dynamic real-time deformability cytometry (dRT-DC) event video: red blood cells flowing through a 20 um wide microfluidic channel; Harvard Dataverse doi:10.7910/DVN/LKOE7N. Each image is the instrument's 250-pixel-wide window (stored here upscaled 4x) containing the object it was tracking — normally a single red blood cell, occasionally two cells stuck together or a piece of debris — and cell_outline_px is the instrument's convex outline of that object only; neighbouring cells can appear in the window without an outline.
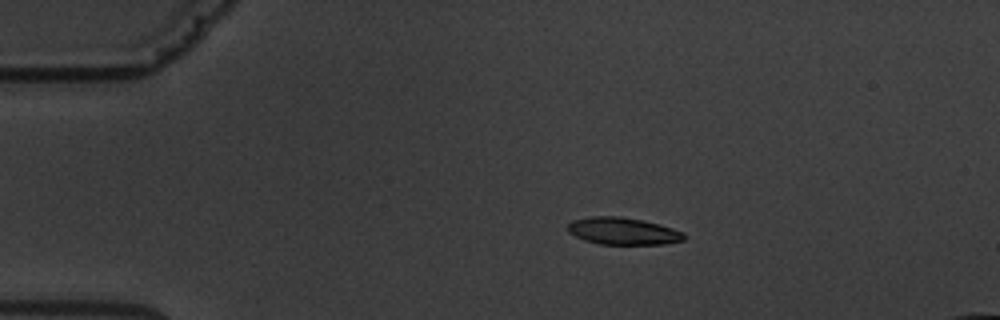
{"species": "common noctule bat (a hibernating species)", "species_latin": "Nyctalus noctula", "temperature_condition": "warm", "stored_images_in_passage": 8, "camera_frame_rate_fps": 3000, "um_per_image_px": 0.085, "animal": {"sex": "male", "body_mass_g": 19.5, "forearm_length_mm": 54.6}, "frame": {"image": 1, "passage_image": 4, "time_ms": 3.333, "image_size_px": [1000, 320], "cell_outline_px": [[688, 236], [684, 240], [664, 244], [600, 244], [584, 240], [568, 232], [568, 224], [572, 220], [588, 216], [620, 216], [660, 224], [684, 232]], "centroid_in_image_um": [52.96, 19.64], "position_along_channel_um": 32.0, "area_um2": 18.5}}
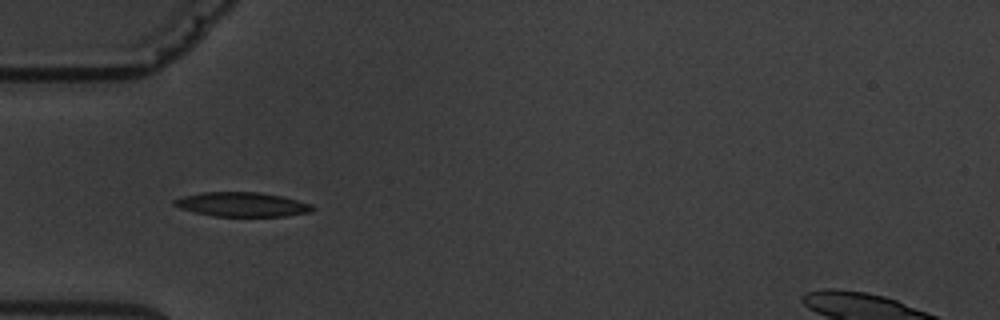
{"frame": {"image": 2, "passage_image": 6, "time_ms": 5.667, "image_size_px": [1000, 320], "cell_outline_px": [[316, 208], [312, 212], [284, 216], [212, 216], [180, 208], [172, 204], [172, 200], [184, 196], [200, 192], [260, 192], [280, 196], [312, 204]], "centroid_in_image_um": [20.58, 17.37], "position_along_channel_um": 64.4, "area_um2": 19.59}}